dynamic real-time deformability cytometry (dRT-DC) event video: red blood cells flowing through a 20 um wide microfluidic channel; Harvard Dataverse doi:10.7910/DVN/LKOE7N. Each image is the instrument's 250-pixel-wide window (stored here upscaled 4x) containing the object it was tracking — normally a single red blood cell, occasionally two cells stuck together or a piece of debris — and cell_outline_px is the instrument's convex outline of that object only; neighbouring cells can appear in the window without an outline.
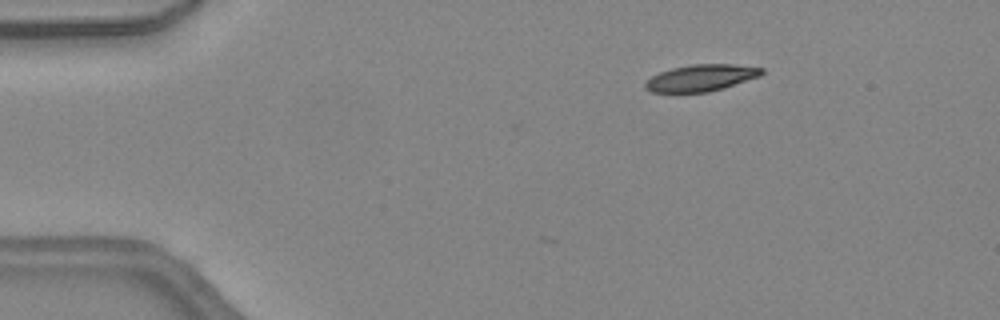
{"species": "common noctule bat (a hibernating species)", "species_latin": "Nyctalus noctula", "temperature_condition": "warm", "stored_images_in_passage": 38, "camera_frame_rate_fps": 3000, "um_per_image_px": 0.085, "animal": {"sex": "female", "body_mass_g": 24.6, "forearm_length_mm": 56.2}, "frame": {"image": 1, "passage_image": 1, "time_ms": 0.0, "image_size_px": [1000, 320], "cell_outline_px": [[764, 72], [760, 76], [724, 88], [708, 92], [652, 92], [644, 88], [644, 84], [652, 76], [660, 72], [672, 68], [692, 64], [732, 64], [764, 68]], "centroid_in_image_um": [59.6, 6.62], "position_along_channel_um": 25.4, "area_um2": 18.03}}
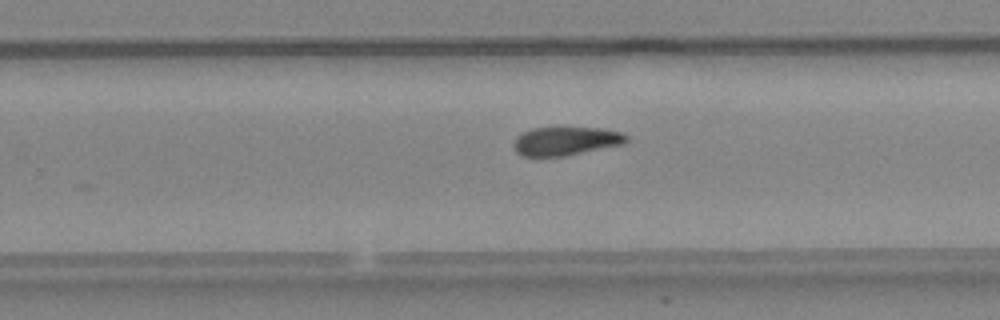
{"frame": {"image": 2, "passage_image": 23, "time_ms": 7.333, "image_size_px": [1000, 320], "cell_outline_px": [[628, 140], [624, 144], [564, 156], [520, 156], [516, 152], [512, 144], [516, 136], [532, 128], [604, 128], [620, 132], [628, 136]], "centroid_in_image_um": [48.08, 11.99], "position_along_channel_um": 281.7, "area_um2": 18.79}}
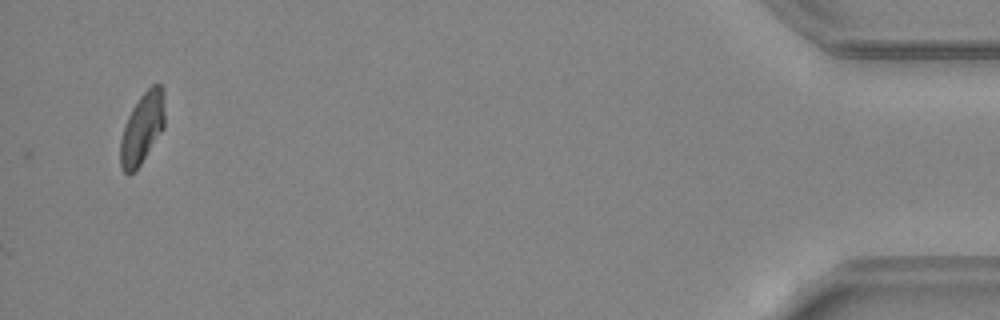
{"frame": {"image": 3, "passage_image": 38, "time_ms": 12.333, "image_size_px": [1000, 320], "cell_outline_px": [[164, 128], [140, 164], [128, 176], [120, 168], [120, 140], [124, 124], [132, 108], [140, 96], [152, 84], [160, 84], [164, 88]], "centroid_in_image_um": [12.08, 10.88], "position_along_channel_um": 423.1, "area_um2": 18.44}, "authors_computed_cell_mechanics": {"area_um2": 19.363, "velocity_mm_per_s": 4.5145, "shape_relaxation_time_tau1_ms": 4.8631, "shape_relaxation_time_tau2_ms": null, "deformation_change_tau1": 0.1644, "deformation_change_tau2": null}}